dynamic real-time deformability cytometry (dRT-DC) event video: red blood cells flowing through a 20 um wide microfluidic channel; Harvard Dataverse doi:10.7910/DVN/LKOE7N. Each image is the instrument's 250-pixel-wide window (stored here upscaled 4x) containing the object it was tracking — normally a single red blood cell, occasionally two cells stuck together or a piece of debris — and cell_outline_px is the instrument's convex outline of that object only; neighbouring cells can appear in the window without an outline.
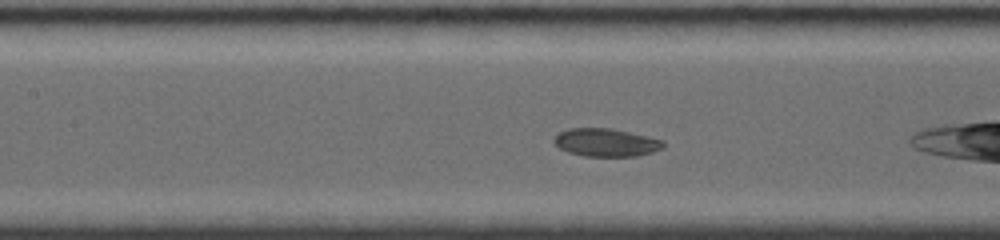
{"species": "common noctule bat (a hibernating species)", "species_latin": "Nyctalus noctula", "temperature_condition": "room temperature", "stored_images_in_passage": 48, "camera_frame_rate_fps": 4000, "um_per_image_px": 0.085, "animal": {"sex": "female", "body_mass_g": 19.0, "forearm_length_mm": 56.7}, "frame": {"image": 1, "passage_image": 8, "time_ms": 2.5, "image_size_px": [1000, 240], "cell_outline_px": [[664, 148], [652, 152], [636, 156], [584, 156], [568, 152], [560, 148], [552, 140], [552, 136], [568, 128], [612, 128], [648, 136], [664, 140]], "centroid_in_image_um": [51.5, 12.1], "position_along_channel_um": 155.9, "area_um2": 17.98}}
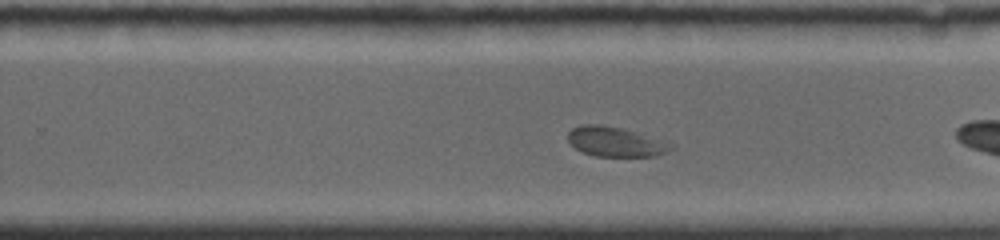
{"frame": {"image": 2, "passage_image": 24, "time_ms": 5.75, "image_size_px": [1000, 240], "cell_outline_px": [[676, 148], [656, 156], [596, 156], [580, 152], [568, 140], [568, 132], [572, 128], [580, 124], [600, 124], [620, 128], [672, 144]], "centroid_in_image_um": [52.26, 12.06], "position_along_channel_um": 277.5, "area_um2": 17.57}}
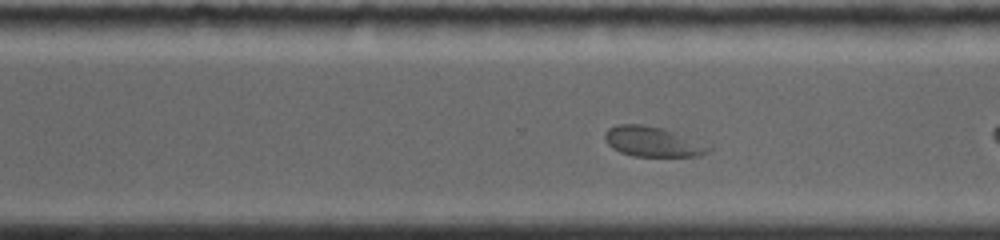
{"frame": {"image": 3, "passage_image": 29, "time_ms": 6.75, "image_size_px": [1000, 240], "cell_outline_px": [[712, 148], [708, 152], [700, 156], [632, 156], [620, 152], [612, 148], [604, 140], [604, 132], [608, 128], [616, 124], [640, 124], [664, 128]], "centroid_in_image_um": [55.38, 12.04], "position_along_channel_um": 315.2, "area_um2": 17.98}}